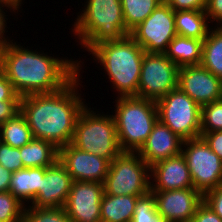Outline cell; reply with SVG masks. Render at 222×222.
I'll return each instance as SVG.
<instances>
[{
    "instance_id": "cell-40",
    "label": "cell",
    "mask_w": 222,
    "mask_h": 222,
    "mask_svg": "<svg viewBox=\"0 0 222 222\" xmlns=\"http://www.w3.org/2000/svg\"><path fill=\"white\" fill-rule=\"evenodd\" d=\"M12 172L0 164V192L9 191Z\"/></svg>"
},
{
    "instance_id": "cell-7",
    "label": "cell",
    "mask_w": 222,
    "mask_h": 222,
    "mask_svg": "<svg viewBox=\"0 0 222 222\" xmlns=\"http://www.w3.org/2000/svg\"><path fill=\"white\" fill-rule=\"evenodd\" d=\"M104 193L142 196L150 191V166L137 152H121L110 162Z\"/></svg>"
},
{
    "instance_id": "cell-41",
    "label": "cell",
    "mask_w": 222,
    "mask_h": 222,
    "mask_svg": "<svg viewBox=\"0 0 222 222\" xmlns=\"http://www.w3.org/2000/svg\"><path fill=\"white\" fill-rule=\"evenodd\" d=\"M23 13L11 0H0V13Z\"/></svg>"
},
{
    "instance_id": "cell-32",
    "label": "cell",
    "mask_w": 222,
    "mask_h": 222,
    "mask_svg": "<svg viewBox=\"0 0 222 222\" xmlns=\"http://www.w3.org/2000/svg\"><path fill=\"white\" fill-rule=\"evenodd\" d=\"M203 202L222 219V185L206 192Z\"/></svg>"
},
{
    "instance_id": "cell-24",
    "label": "cell",
    "mask_w": 222,
    "mask_h": 222,
    "mask_svg": "<svg viewBox=\"0 0 222 222\" xmlns=\"http://www.w3.org/2000/svg\"><path fill=\"white\" fill-rule=\"evenodd\" d=\"M202 67L222 80V26H212L202 45Z\"/></svg>"
},
{
    "instance_id": "cell-17",
    "label": "cell",
    "mask_w": 222,
    "mask_h": 222,
    "mask_svg": "<svg viewBox=\"0 0 222 222\" xmlns=\"http://www.w3.org/2000/svg\"><path fill=\"white\" fill-rule=\"evenodd\" d=\"M193 181L183 154L160 160L150 166V190L169 191L192 188Z\"/></svg>"
},
{
    "instance_id": "cell-38",
    "label": "cell",
    "mask_w": 222,
    "mask_h": 222,
    "mask_svg": "<svg viewBox=\"0 0 222 222\" xmlns=\"http://www.w3.org/2000/svg\"><path fill=\"white\" fill-rule=\"evenodd\" d=\"M20 99L21 97L14 90L11 82L0 70V101Z\"/></svg>"
},
{
    "instance_id": "cell-5",
    "label": "cell",
    "mask_w": 222,
    "mask_h": 222,
    "mask_svg": "<svg viewBox=\"0 0 222 222\" xmlns=\"http://www.w3.org/2000/svg\"><path fill=\"white\" fill-rule=\"evenodd\" d=\"M111 110L122 152H138L158 121L156 102L136 96L112 98Z\"/></svg>"
},
{
    "instance_id": "cell-16",
    "label": "cell",
    "mask_w": 222,
    "mask_h": 222,
    "mask_svg": "<svg viewBox=\"0 0 222 222\" xmlns=\"http://www.w3.org/2000/svg\"><path fill=\"white\" fill-rule=\"evenodd\" d=\"M73 180L66 168L57 160L52 166L45 168L41 179V187L37 196L29 206L37 208L64 207Z\"/></svg>"
},
{
    "instance_id": "cell-29",
    "label": "cell",
    "mask_w": 222,
    "mask_h": 222,
    "mask_svg": "<svg viewBox=\"0 0 222 222\" xmlns=\"http://www.w3.org/2000/svg\"><path fill=\"white\" fill-rule=\"evenodd\" d=\"M24 208L9 191L0 192V222H22Z\"/></svg>"
},
{
    "instance_id": "cell-12",
    "label": "cell",
    "mask_w": 222,
    "mask_h": 222,
    "mask_svg": "<svg viewBox=\"0 0 222 222\" xmlns=\"http://www.w3.org/2000/svg\"><path fill=\"white\" fill-rule=\"evenodd\" d=\"M58 160L73 181L104 183L110 166L108 159L84 152L71 143L58 149Z\"/></svg>"
},
{
    "instance_id": "cell-26",
    "label": "cell",
    "mask_w": 222,
    "mask_h": 222,
    "mask_svg": "<svg viewBox=\"0 0 222 222\" xmlns=\"http://www.w3.org/2000/svg\"><path fill=\"white\" fill-rule=\"evenodd\" d=\"M164 0H121L126 29L131 32Z\"/></svg>"
},
{
    "instance_id": "cell-35",
    "label": "cell",
    "mask_w": 222,
    "mask_h": 222,
    "mask_svg": "<svg viewBox=\"0 0 222 222\" xmlns=\"http://www.w3.org/2000/svg\"><path fill=\"white\" fill-rule=\"evenodd\" d=\"M191 222H222V219L208 205L202 202L198 206Z\"/></svg>"
},
{
    "instance_id": "cell-34",
    "label": "cell",
    "mask_w": 222,
    "mask_h": 222,
    "mask_svg": "<svg viewBox=\"0 0 222 222\" xmlns=\"http://www.w3.org/2000/svg\"><path fill=\"white\" fill-rule=\"evenodd\" d=\"M205 13L210 25L222 26V0H207Z\"/></svg>"
},
{
    "instance_id": "cell-14",
    "label": "cell",
    "mask_w": 222,
    "mask_h": 222,
    "mask_svg": "<svg viewBox=\"0 0 222 222\" xmlns=\"http://www.w3.org/2000/svg\"><path fill=\"white\" fill-rule=\"evenodd\" d=\"M178 87L200 107L222 99V80L201 65L179 68Z\"/></svg>"
},
{
    "instance_id": "cell-31",
    "label": "cell",
    "mask_w": 222,
    "mask_h": 222,
    "mask_svg": "<svg viewBox=\"0 0 222 222\" xmlns=\"http://www.w3.org/2000/svg\"><path fill=\"white\" fill-rule=\"evenodd\" d=\"M0 164L12 173L23 169L20 148H13L0 141Z\"/></svg>"
},
{
    "instance_id": "cell-4",
    "label": "cell",
    "mask_w": 222,
    "mask_h": 222,
    "mask_svg": "<svg viewBox=\"0 0 222 222\" xmlns=\"http://www.w3.org/2000/svg\"><path fill=\"white\" fill-rule=\"evenodd\" d=\"M82 10L75 13L70 35L76 46L89 52L105 41L120 40L130 32L126 29L121 0H84ZM85 49V50H84Z\"/></svg>"
},
{
    "instance_id": "cell-27",
    "label": "cell",
    "mask_w": 222,
    "mask_h": 222,
    "mask_svg": "<svg viewBox=\"0 0 222 222\" xmlns=\"http://www.w3.org/2000/svg\"><path fill=\"white\" fill-rule=\"evenodd\" d=\"M131 222H168L157 212L156 198L151 190L138 197Z\"/></svg>"
},
{
    "instance_id": "cell-8",
    "label": "cell",
    "mask_w": 222,
    "mask_h": 222,
    "mask_svg": "<svg viewBox=\"0 0 222 222\" xmlns=\"http://www.w3.org/2000/svg\"><path fill=\"white\" fill-rule=\"evenodd\" d=\"M158 120L183 140L201 135V107L179 87L156 101Z\"/></svg>"
},
{
    "instance_id": "cell-20",
    "label": "cell",
    "mask_w": 222,
    "mask_h": 222,
    "mask_svg": "<svg viewBox=\"0 0 222 222\" xmlns=\"http://www.w3.org/2000/svg\"><path fill=\"white\" fill-rule=\"evenodd\" d=\"M203 40L176 35L169 43L165 55L179 68L200 65Z\"/></svg>"
},
{
    "instance_id": "cell-2",
    "label": "cell",
    "mask_w": 222,
    "mask_h": 222,
    "mask_svg": "<svg viewBox=\"0 0 222 222\" xmlns=\"http://www.w3.org/2000/svg\"><path fill=\"white\" fill-rule=\"evenodd\" d=\"M21 44L12 38L0 49V70L20 97L59 91L78 74L73 56L59 57L35 44V50Z\"/></svg>"
},
{
    "instance_id": "cell-9",
    "label": "cell",
    "mask_w": 222,
    "mask_h": 222,
    "mask_svg": "<svg viewBox=\"0 0 222 222\" xmlns=\"http://www.w3.org/2000/svg\"><path fill=\"white\" fill-rule=\"evenodd\" d=\"M194 188L202 195L222 185V160L202 137L184 140L181 152Z\"/></svg>"
},
{
    "instance_id": "cell-11",
    "label": "cell",
    "mask_w": 222,
    "mask_h": 222,
    "mask_svg": "<svg viewBox=\"0 0 222 222\" xmlns=\"http://www.w3.org/2000/svg\"><path fill=\"white\" fill-rule=\"evenodd\" d=\"M176 35L174 10L165 1L130 32L148 53H165Z\"/></svg>"
},
{
    "instance_id": "cell-23",
    "label": "cell",
    "mask_w": 222,
    "mask_h": 222,
    "mask_svg": "<svg viewBox=\"0 0 222 222\" xmlns=\"http://www.w3.org/2000/svg\"><path fill=\"white\" fill-rule=\"evenodd\" d=\"M175 29L179 36L204 39L212 27L205 10L174 11Z\"/></svg>"
},
{
    "instance_id": "cell-37",
    "label": "cell",
    "mask_w": 222,
    "mask_h": 222,
    "mask_svg": "<svg viewBox=\"0 0 222 222\" xmlns=\"http://www.w3.org/2000/svg\"><path fill=\"white\" fill-rule=\"evenodd\" d=\"M200 137L208 144L210 149L222 160V130L209 133H201Z\"/></svg>"
},
{
    "instance_id": "cell-13",
    "label": "cell",
    "mask_w": 222,
    "mask_h": 222,
    "mask_svg": "<svg viewBox=\"0 0 222 222\" xmlns=\"http://www.w3.org/2000/svg\"><path fill=\"white\" fill-rule=\"evenodd\" d=\"M104 184L99 182L73 181L64 206L72 222H101V198Z\"/></svg>"
},
{
    "instance_id": "cell-19",
    "label": "cell",
    "mask_w": 222,
    "mask_h": 222,
    "mask_svg": "<svg viewBox=\"0 0 222 222\" xmlns=\"http://www.w3.org/2000/svg\"><path fill=\"white\" fill-rule=\"evenodd\" d=\"M44 167L23 168L12 173L9 192L25 206L32 203L41 187Z\"/></svg>"
},
{
    "instance_id": "cell-39",
    "label": "cell",
    "mask_w": 222,
    "mask_h": 222,
    "mask_svg": "<svg viewBox=\"0 0 222 222\" xmlns=\"http://www.w3.org/2000/svg\"><path fill=\"white\" fill-rule=\"evenodd\" d=\"M9 14V15H8ZM16 14L20 13H0V49H2L13 37H9L7 32L10 29V27L7 26H12L14 24L7 25L8 20H10L8 17L12 15V17L15 16V18L18 16Z\"/></svg>"
},
{
    "instance_id": "cell-30",
    "label": "cell",
    "mask_w": 222,
    "mask_h": 222,
    "mask_svg": "<svg viewBox=\"0 0 222 222\" xmlns=\"http://www.w3.org/2000/svg\"><path fill=\"white\" fill-rule=\"evenodd\" d=\"M222 130V99L201 107V133Z\"/></svg>"
},
{
    "instance_id": "cell-10",
    "label": "cell",
    "mask_w": 222,
    "mask_h": 222,
    "mask_svg": "<svg viewBox=\"0 0 222 222\" xmlns=\"http://www.w3.org/2000/svg\"><path fill=\"white\" fill-rule=\"evenodd\" d=\"M179 67L165 53L145 52L141 66L138 97L158 101L178 87Z\"/></svg>"
},
{
    "instance_id": "cell-1",
    "label": "cell",
    "mask_w": 222,
    "mask_h": 222,
    "mask_svg": "<svg viewBox=\"0 0 222 222\" xmlns=\"http://www.w3.org/2000/svg\"><path fill=\"white\" fill-rule=\"evenodd\" d=\"M78 62V74L61 90L53 93L31 94L21 97L20 112L25 117L35 139L61 147L72 142L77 119L88 104L81 91L85 60ZM81 72V73H80ZM82 74V75H81ZM80 91V92H79ZM83 93V94H82Z\"/></svg>"
},
{
    "instance_id": "cell-42",
    "label": "cell",
    "mask_w": 222,
    "mask_h": 222,
    "mask_svg": "<svg viewBox=\"0 0 222 222\" xmlns=\"http://www.w3.org/2000/svg\"><path fill=\"white\" fill-rule=\"evenodd\" d=\"M11 1L23 11V5L26 3L25 0H11Z\"/></svg>"
},
{
    "instance_id": "cell-28",
    "label": "cell",
    "mask_w": 222,
    "mask_h": 222,
    "mask_svg": "<svg viewBox=\"0 0 222 222\" xmlns=\"http://www.w3.org/2000/svg\"><path fill=\"white\" fill-rule=\"evenodd\" d=\"M22 222H72L64 207L37 208L25 206Z\"/></svg>"
},
{
    "instance_id": "cell-36",
    "label": "cell",
    "mask_w": 222,
    "mask_h": 222,
    "mask_svg": "<svg viewBox=\"0 0 222 222\" xmlns=\"http://www.w3.org/2000/svg\"><path fill=\"white\" fill-rule=\"evenodd\" d=\"M18 112H20V100L0 101V124L13 118Z\"/></svg>"
},
{
    "instance_id": "cell-6",
    "label": "cell",
    "mask_w": 222,
    "mask_h": 222,
    "mask_svg": "<svg viewBox=\"0 0 222 222\" xmlns=\"http://www.w3.org/2000/svg\"><path fill=\"white\" fill-rule=\"evenodd\" d=\"M93 104L88 102L81 111L71 144L111 162L122 152L117 139L115 120L109 109L105 113L97 109V106L91 107Z\"/></svg>"
},
{
    "instance_id": "cell-3",
    "label": "cell",
    "mask_w": 222,
    "mask_h": 222,
    "mask_svg": "<svg viewBox=\"0 0 222 222\" xmlns=\"http://www.w3.org/2000/svg\"><path fill=\"white\" fill-rule=\"evenodd\" d=\"M145 51L130 36L120 40L105 41L93 47L87 56L93 60L98 70L103 71L106 84L112 88V96L138 97L139 78ZM104 69V70H103ZM114 89V90H113Z\"/></svg>"
},
{
    "instance_id": "cell-21",
    "label": "cell",
    "mask_w": 222,
    "mask_h": 222,
    "mask_svg": "<svg viewBox=\"0 0 222 222\" xmlns=\"http://www.w3.org/2000/svg\"><path fill=\"white\" fill-rule=\"evenodd\" d=\"M138 196H114L103 193L101 198V222H131Z\"/></svg>"
},
{
    "instance_id": "cell-18",
    "label": "cell",
    "mask_w": 222,
    "mask_h": 222,
    "mask_svg": "<svg viewBox=\"0 0 222 222\" xmlns=\"http://www.w3.org/2000/svg\"><path fill=\"white\" fill-rule=\"evenodd\" d=\"M184 140L159 120L144 145L137 152L149 165L174 157L182 152Z\"/></svg>"
},
{
    "instance_id": "cell-25",
    "label": "cell",
    "mask_w": 222,
    "mask_h": 222,
    "mask_svg": "<svg viewBox=\"0 0 222 222\" xmlns=\"http://www.w3.org/2000/svg\"><path fill=\"white\" fill-rule=\"evenodd\" d=\"M33 138L32 131L21 112L0 124V141L13 148H21Z\"/></svg>"
},
{
    "instance_id": "cell-33",
    "label": "cell",
    "mask_w": 222,
    "mask_h": 222,
    "mask_svg": "<svg viewBox=\"0 0 222 222\" xmlns=\"http://www.w3.org/2000/svg\"><path fill=\"white\" fill-rule=\"evenodd\" d=\"M174 11L205 10L207 0H164Z\"/></svg>"
},
{
    "instance_id": "cell-15",
    "label": "cell",
    "mask_w": 222,
    "mask_h": 222,
    "mask_svg": "<svg viewBox=\"0 0 222 222\" xmlns=\"http://www.w3.org/2000/svg\"><path fill=\"white\" fill-rule=\"evenodd\" d=\"M157 212L168 222H191L203 195L194 187L169 191H152Z\"/></svg>"
},
{
    "instance_id": "cell-22",
    "label": "cell",
    "mask_w": 222,
    "mask_h": 222,
    "mask_svg": "<svg viewBox=\"0 0 222 222\" xmlns=\"http://www.w3.org/2000/svg\"><path fill=\"white\" fill-rule=\"evenodd\" d=\"M24 168L50 167L58 160V148L51 142L33 138L20 148Z\"/></svg>"
}]
</instances>
